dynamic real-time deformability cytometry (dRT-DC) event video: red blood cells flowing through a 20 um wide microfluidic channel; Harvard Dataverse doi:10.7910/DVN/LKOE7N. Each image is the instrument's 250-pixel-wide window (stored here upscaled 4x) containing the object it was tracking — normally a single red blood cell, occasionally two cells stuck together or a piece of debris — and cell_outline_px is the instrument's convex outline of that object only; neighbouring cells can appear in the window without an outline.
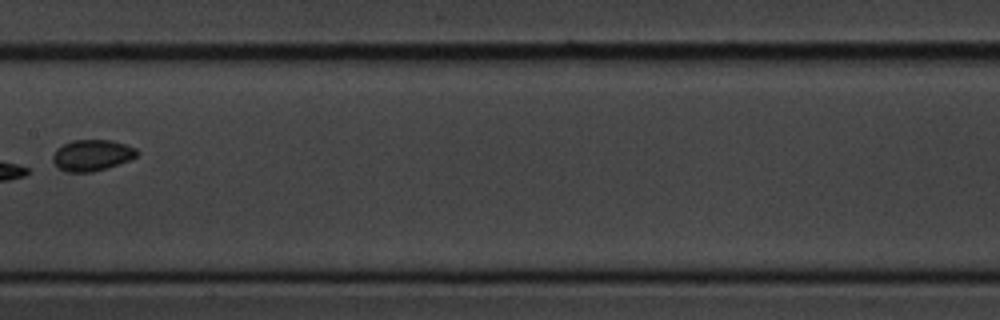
{"species": "common noctule bat (a hibernating species)", "species_latin": "Nyctalus noctula", "temperature_condition": "cold", "stored_images_in_passage": 8, "camera_frame_rate_fps": 3000, "um_per_image_px": 0.085, "animal": {"sex": "male", "body_mass_g": 20.1, "forearm_length_mm": 53.5}, "frame": {"image": 1, "passage_image": 6, "time_ms": 7.0, "image_size_px": [1000, 320], "cell_outline_px": [[140, 152], [136, 156], [128, 160], [108, 168], [92, 172], [64, 172], [56, 168], [52, 160], [52, 156], [56, 148], [72, 140], [112, 140], [136, 148]], "centroid_in_image_um": [7.78, 13.2], "position_along_channel_um": 199.6, "area_um2": 15.49}}
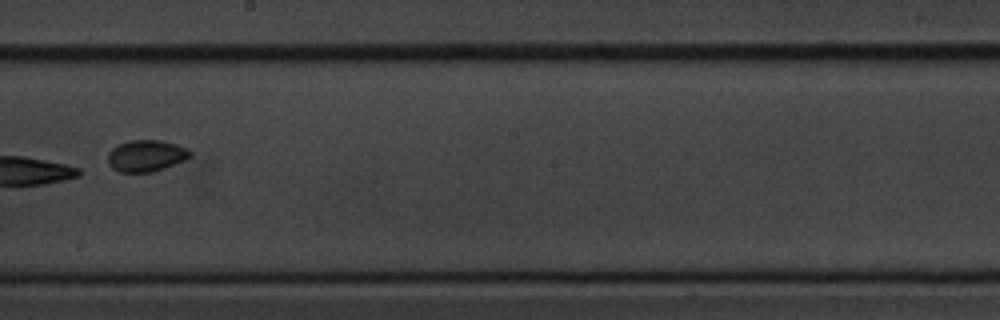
{"frame": {"image": 2, "passage_image": 7, "time_ms": 8.0, "image_size_px": [1000, 320], "cell_outline_px": [[192, 156], [184, 160], [164, 168], [152, 172], [120, 172], [112, 168], [108, 164], [108, 152], [112, 148], [128, 140], [160, 140], [176, 144], [188, 148], [192, 152]], "centroid_in_image_um": [12.43, 13.23], "position_along_channel_um": 235.8, "area_um2": 15.2}}
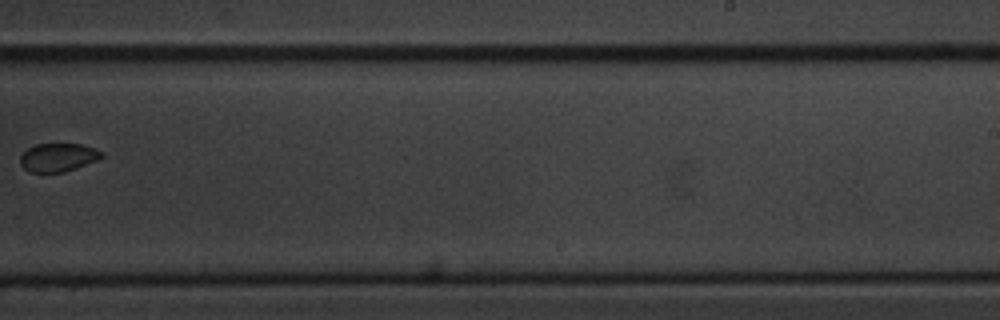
{"frame": {"image": 3, "passage_image": 8, "time_ms": 9.333, "image_size_px": [1000, 320], "cell_outline_px": [[104, 156], [96, 160], [64, 172], [28, 172], [20, 164], [20, 156], [28, 148], [36, 144], [80, 144], [104, 152]], "centroid_in_image_um": [4.91, 13.38], "position_along_channel_um": 284.1, "area_um2": 13.29}}